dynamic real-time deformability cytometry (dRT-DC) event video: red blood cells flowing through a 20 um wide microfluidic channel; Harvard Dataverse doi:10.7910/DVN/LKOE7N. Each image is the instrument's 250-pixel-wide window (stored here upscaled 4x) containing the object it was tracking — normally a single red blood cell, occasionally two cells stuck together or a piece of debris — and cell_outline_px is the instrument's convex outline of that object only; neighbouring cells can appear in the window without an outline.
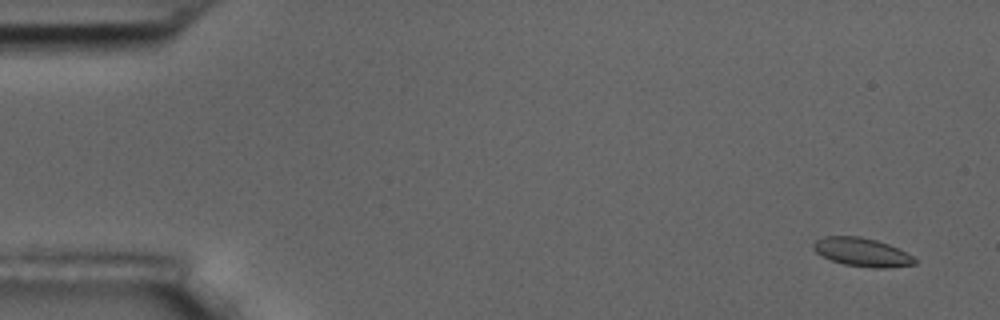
{"species": "common noctule bat (a hibernating species)", "species_latin": "Nyctalus noctula", "temperature_condition": "room temperature", "stored_images_in_passage": 5, "camera_frame_rate_fps": 3000, "um_per_image_px": 0.085, "animal": {"sex": "male", "body_mass_g": 17.5, "forearm_length_mm": 52.3}, "frame": {"image": 1, "passage_image": 1, "time_ms": 0.0, "image_size_px": [1000, 320], "cell_outline_px": [[920, 260], [916, 264], [888, 268], [872, 268], [844, 264], [832, 260], [816, 252], [812, 248], [812, 244], [816, 240], [824, 236], [860, 236], [876, 240], [888, 244], [908, 252]], "centroid_in_image_um": [73.33, 21.44], "position_along_channel_um": 11.7, "area_um2": 17.05}}
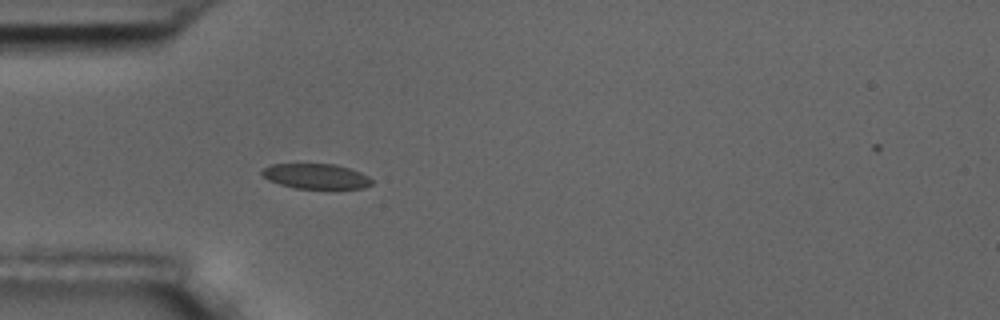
{"frame": {"image": 2, "passage_image": 5, "time_ms": 4.667, "image_size_px": [1000, 320], "cell_outline_px": [[372, 184], [364, 188], [296, 188], [280, 184], [268, 180], [260, 172], [264, 168], [272, 164], [336, 164], [360, 172], [368, 176], [372, 180]], "centroid_in_image_um": [26.86, 14.98], "position_along_channel_um": 58.1, "area_um2": 15.9}}